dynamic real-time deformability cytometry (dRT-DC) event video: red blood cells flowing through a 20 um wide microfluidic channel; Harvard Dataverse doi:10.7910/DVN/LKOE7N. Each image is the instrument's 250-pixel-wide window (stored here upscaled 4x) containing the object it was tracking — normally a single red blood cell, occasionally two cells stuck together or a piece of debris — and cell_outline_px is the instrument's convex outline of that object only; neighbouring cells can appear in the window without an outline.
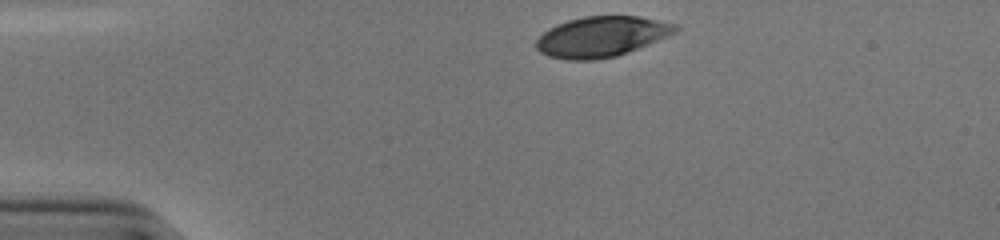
{"species": "human", "species_latin": "Homo sapiens", "temperature_condition": "cold", "stored_images_in_passage": 33, "camera_frame_rate_fps": 3000, "um_per_image_px": 0.085, "donor": {"sex": "male"}, "frame": {"image": 1, "passage_image": 1, "time_ms": 0.0, "image_size_px": [1000, 240], "cell_outline_px": [[680, 28], [676, 32], [668, 36], [628, 52], [616, 56], [596, 60], [568, 60], [548, 56], [540, 52], [536, 48], [536, 40], [548, 28], [556, 24], [568, 20], [584, 16], [640, 16], [676, 24]], "centroid_in_image_um": [51.12, 3.11], "position_along_channel_um": 33.9, "area_um2": 32.83}}
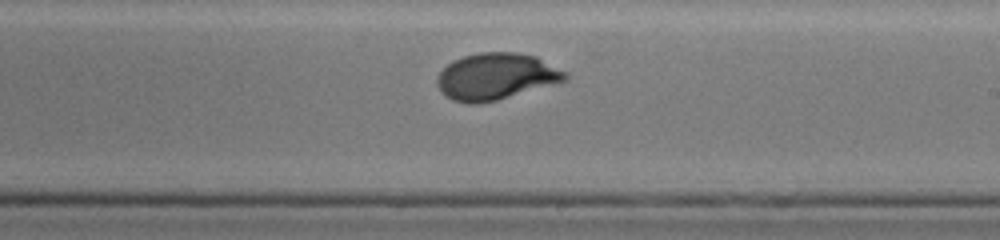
{"frame": {"image": 2, "passage_image": 22, "time_ms": 7.0, "image_size_px": [1000, 240], "cell_outline_px": [[568, 80], [496, 100], [476, 104], [468, 104], [452, 100], [444, 96], [440, 92], [436, 84], [436, 76], [452, 60], [464, 56], [480, 52], [516, 52], [536, 56], [564, 72], [568, 76]], "centroid_in_image_um": [42.1, 6.5], "position_along_channel_um": 246.9, "area_um2": 34.74}}
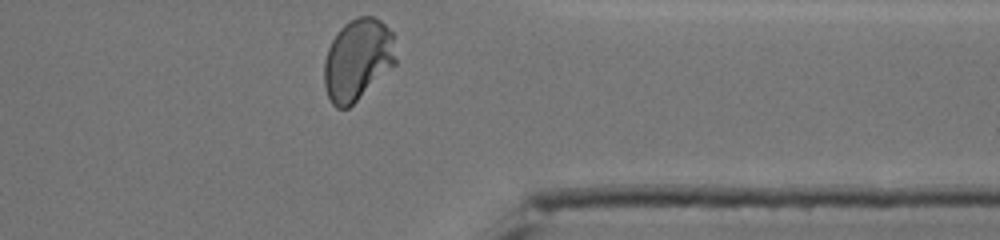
{"frame": {"image": 3, "passage_image": 33, "time_ms": 10.667, "image_size_px": [1000, 240], "cell_outline_px": [[396, 64], [348, 108], [336, 108], [332, 104], [328, 96], [324, 84], [324, 60], [328, 48], [336, 32], [344, 24], [356, 16], [372, 16], [380, 20], [392, 32], [396, 60]], "centroid_in_image_um": [30.38, 5.06], "position_along_channel_um": 381.0, "area_um2": 34.04}, "authors_computed_cell_mechanics": {"area_um2": 34.0442, "velocity_mm_per_s": 3.8198, "shape_relaxation_time_tau1_ms": 4.3488, "shape_relaxation_time_tau2_ms": null, "deformation_change_tau1": 0.1784, "deformation_change_tau2": null}}